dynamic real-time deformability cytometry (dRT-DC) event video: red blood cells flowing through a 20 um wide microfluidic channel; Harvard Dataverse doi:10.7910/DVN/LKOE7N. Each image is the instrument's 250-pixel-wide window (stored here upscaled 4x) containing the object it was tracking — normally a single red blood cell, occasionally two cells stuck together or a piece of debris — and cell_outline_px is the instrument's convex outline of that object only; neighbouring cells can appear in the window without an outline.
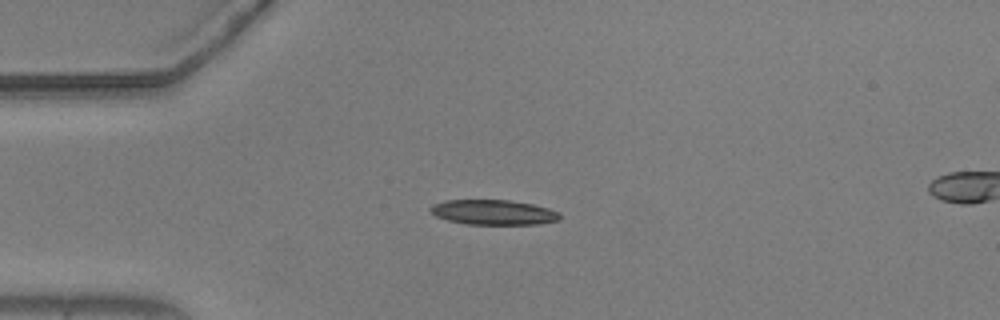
{"species": "common noctule bat (a hibernating species)", "species_latin": "Nyctalus noctula", "temperature_condition": "warm", "stored_images_in_passage": 26, "camera_frame_rate_fps": 3000, "um_per_image_px": 0.085, "animal": {"sex": "male", "body_mass_g": 20.5, "forearm_length_mm": 52.5}, "frame": {"image": 1, "passage_image": 1, "time_ms": 0.0, "image_size_px": [1000, 320], "cell_outline_px": [[560, 220], [536, 224], [468, 224], [448, 220], [436, 216], [428, 208], [432, 204], [444, 200], [508, 200], [532, 204], [548, 208], [560, 212]], "centroid_in_image_um": [41.94, 18.04], "position_along_channel_um": 43.1, "area_um2": 18.79}}
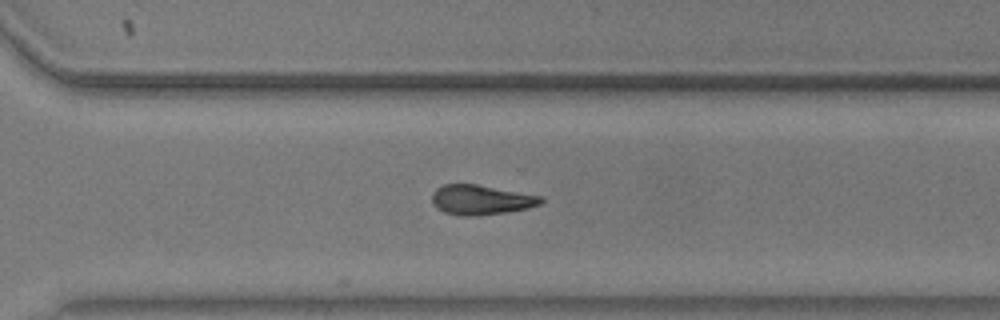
{"frame": {"image": 2, "passage_image": 26, "time_ms": 8.333, "image_size_px": [1000, 320], "cell_outline_px": [[544, 200], [540, 204], [528, 208], [508, 212], [472, 216], [460, 216], [444, 212], [436, 208], [432, 200], [432, 192], [436, 188], [444, 184], [476, 184], [544, 196]], "centroid_in_image_um": [40.89, 16.98], "position_along_channel_um": 329.7, "area_um2": 19.07}}